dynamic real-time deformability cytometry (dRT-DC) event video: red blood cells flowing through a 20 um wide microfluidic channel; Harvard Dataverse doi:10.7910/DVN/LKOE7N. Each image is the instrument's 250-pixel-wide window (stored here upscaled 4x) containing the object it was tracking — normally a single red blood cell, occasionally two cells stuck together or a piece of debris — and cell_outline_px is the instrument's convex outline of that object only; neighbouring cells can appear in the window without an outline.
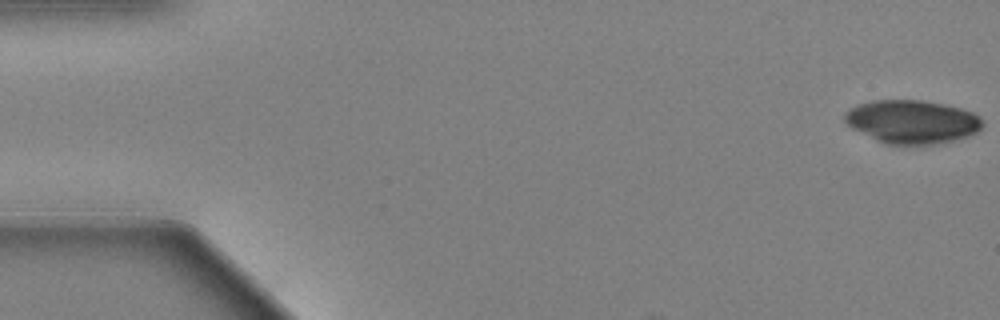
{"species": "Egyptian fruit bat (a non-hibernating species)", "species_latin": "Rousettus aegyptiacus", "temperature_condition": "warm", "stored_images_in_passage": 60, "camera_frame_rate_fps": 3000, "um_per_image_px": 0.085, "animal": {"sex": "female"}, "frame": {"image": 1, "passage_image": 1, "time_ms": 0.0, "image_size_px": [1000, 320], "cell_outline_px": [[984, 124], [976, 132], [952, 140], [936, 144], [884, 144], [852, 128], [844, 120], [844, 112], [848, 108], [872, 100], [920, 100], [944, 104], [960, 108], [972, 112], [980, 116], [984, 120]], "centroid_in_image_um": [77.51, 10.33], "position_along_channel_um": 7.5, "area_um2": 34.74}}
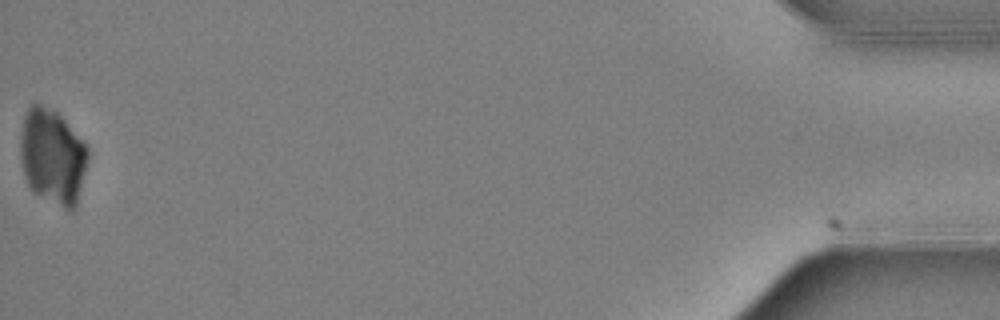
{"frame": {"image": 2, "passage_image": 60, "time_ms": 19.667, "image_size_px": [1000, 320], "cell_outline_px": [[88, 160], [76, 208], [72, 212], [68, 212], [32, 192], [24, 176], [20, 160], [20, 136], [24, 116], [28, 108], [36, 100], [56, 112], [64, 120], [88, 148]], "centroid_in_image_um": [4.44, 13.35], "position_along_channel_um": 430.8, "area_um2": 38.03}}